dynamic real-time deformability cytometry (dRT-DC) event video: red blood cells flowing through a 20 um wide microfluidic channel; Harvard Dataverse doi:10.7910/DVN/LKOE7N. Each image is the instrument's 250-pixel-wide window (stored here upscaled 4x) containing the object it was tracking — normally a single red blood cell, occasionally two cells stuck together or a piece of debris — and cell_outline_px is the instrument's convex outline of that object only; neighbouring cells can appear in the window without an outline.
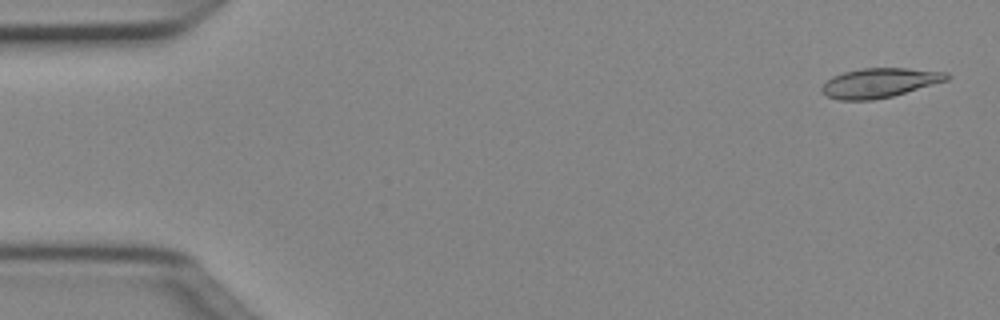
{"species": "Egyptian fruit bat (a non-hibernating species)", "species_latin": "Rousettus aegyptiacus", "temperature_condition": "cold", "stored_images_in_passage": 50, "camera_frame_rate_fps": 3000, "um_per_image_px": 0.085, "animal": {"sex": "female"}, "frame": {"image": 1, "passage_image": 2, "time_ms": 0.333, "image_size_px": [1000, 320], "cell_outline_px": [[952, 76], [948, 80], [892, 96], [872, 100], [840, 100], [828, 96], [820, 92], [820, 88], [832, 76], [844, 72], [860, 68], [904, 68], [948, 72]], "centroid_in_image_um": [74.76, 7.03], "position_along_channel_um": 10.2, "area_um2": 21.44}}
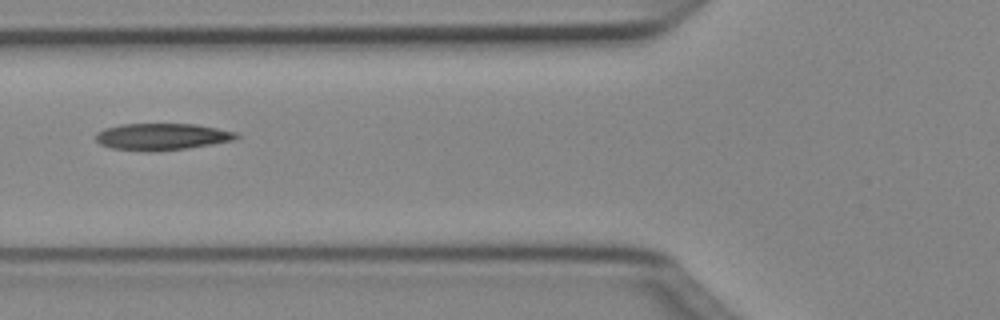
{"frame": {"image": 2, "passage_image": 19, "time_ms": 6.0, "image_size_px": [1000, 320], "cell_outline_px": [[240, 136], [232, 140], [212, 144], [188, 148], [156, 152], [148, 152], [112, 148], [100, 144], [96, 140], [96, 132], [104, 128], [120, 124], [196, 124], [236, 132]], "centroid_in_image_um": [13.73, 11.62], "position_along_channel_um": 112.1, "area_um2": 22.02}}
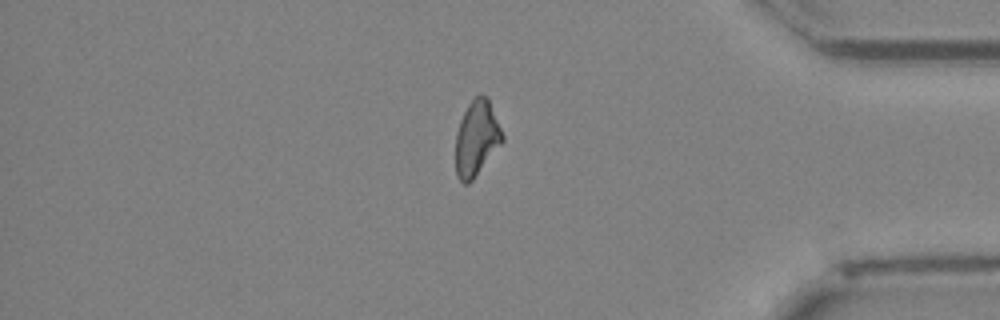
{"frame": {"image": 3, "passage_image": 42, "time_ms": 13.667, "image_size_px": [1000, 320], "cell_outline_px": [[504, 140], [472, 180], [468, 184], [464, 184], [456, 176], [456, 132], [460, 120], [468, 104], [476, 96], [488, 96], [504, 136]], "centroid_in_image_um": [40.51, 11.75], "position_along_channel_um": 394.7, "area_um2": 20.35}, "authors_computed_cell_mechanics": {"area_um2": 21.5305, "velocity_mm_per_s": 4.0425, "shape_relaxation_time_tau1_ms": null, "shape_relaxation_time_tau2_ms": 5.5656, "deformation_change_tau1": null, "deformation_change_tau2": 0.1471}}